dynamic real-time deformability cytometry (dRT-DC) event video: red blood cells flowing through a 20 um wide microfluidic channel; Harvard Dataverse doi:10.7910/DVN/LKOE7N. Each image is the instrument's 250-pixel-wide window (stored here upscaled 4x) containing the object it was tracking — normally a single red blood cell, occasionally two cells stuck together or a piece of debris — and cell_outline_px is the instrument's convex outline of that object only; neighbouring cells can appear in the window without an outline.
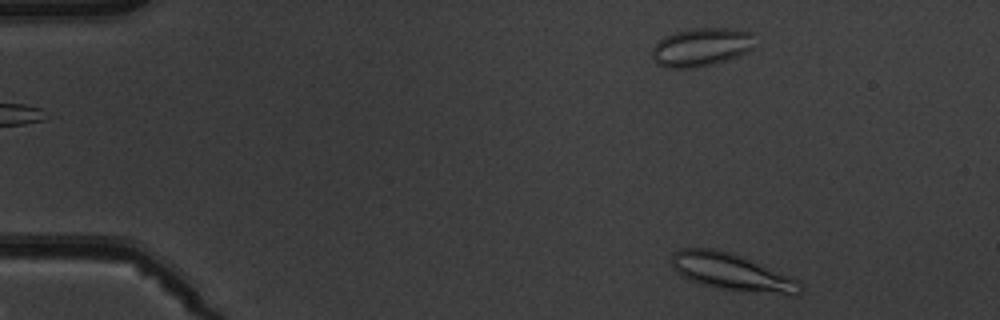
{"species": "common noctule bat (a hibernating species)", "species_latin": "Nyctalus noctula", "temperature_condition": "warm", "stored_images_in_passage": 6, "camera_frame_rate_fps": 3000, "um_per_image_px": 0.085, "animal": {"sex": "male", "body_mass_g": 19.5, "forearm_length_mm": 54.6}, "frame": {"image": 1, "passage_image": 6, "time_ms": 5.667, "image_size_px": [1000, 320], "cell_outline_px": [[804, 288], [800, 296], [788, 296], [720, 288], [700, 284], [688, 280], [680, 276], [676, 272], [672, 264], [672, 256], [676, 252], [684, 248], [716, 248], [732, 252], [788, 276], [796, 280]], "centroid_in_image_um": [62.22, 23.15], "position_along_channel_um": 22.8, "area_um2": 27.74}}